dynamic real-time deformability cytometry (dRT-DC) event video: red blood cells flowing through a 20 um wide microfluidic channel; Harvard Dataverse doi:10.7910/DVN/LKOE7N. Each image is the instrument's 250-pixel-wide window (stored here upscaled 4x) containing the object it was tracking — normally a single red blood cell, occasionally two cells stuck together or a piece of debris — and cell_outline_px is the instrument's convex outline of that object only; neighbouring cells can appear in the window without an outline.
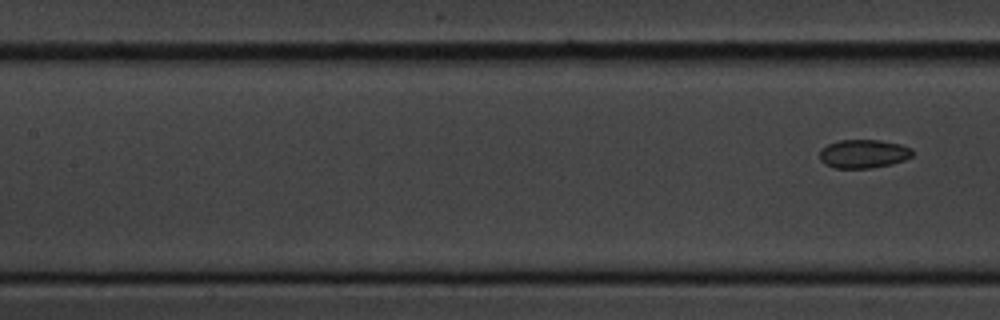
{"species": "common noctule bat (a hibernating species)", "species_latin": "Nyctalus noctula", "temperature_condition": "cold", "stored_images_in_passage": 8, "segment_of_instrument_passage": [2, 2], "camera_frame_rate_fps": 3000, "um_per_image_px": 0.085, "animal": {"sex": "male", "body_mass_g": 20.1, "forearm_length_mm": 53.5}, "frame": {"image": 1, "passage_image": 8, "time_ms": 9.0, "image_size_px": [1000, 320], "cell_outline_px": [[912, 156], [904, 160], [892, 164], [872, 168], [832, 168], [824, 164], [820, 160], [820, 152], [828, 144], [840, 140], [880, 140], [900, 144], [912, 148]], "centroid_in_image_um": [73.4, 13.08], "position_along_channel_um": 134.0, "area_um2": 15.49}}